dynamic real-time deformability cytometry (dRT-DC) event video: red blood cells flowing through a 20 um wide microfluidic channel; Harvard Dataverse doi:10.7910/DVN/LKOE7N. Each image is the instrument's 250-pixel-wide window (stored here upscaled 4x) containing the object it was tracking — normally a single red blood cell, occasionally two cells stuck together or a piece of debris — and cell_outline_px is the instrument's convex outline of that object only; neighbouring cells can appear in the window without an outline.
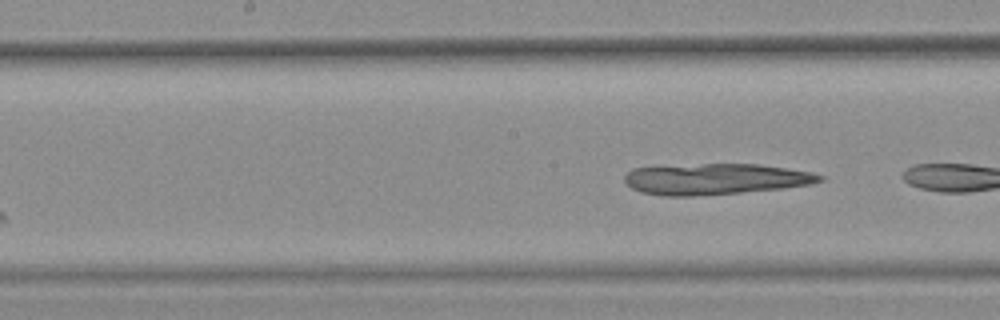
{"species": "common noctule bat (a hibernating species)", "species_latin": "Nyctalus noctula", "temperature_condition": "warm", "stored_images_in_passage": 7, "camera_frame_rate_fps": 3000, "um_per_image_px": 0.085, "animal": {"sex": "female", "body_mass_g": 25.1}, "frame": {"image": 1, "passage_image": 7, "time_ms": 2.0, "image_size_px": [1000, 320], "cell_outline_px": [[824, 180], [812, 184], [784, 188], [740, 192], [692, 196], [660, 196], [640, 192], [632, 188], [624, 180], [624, 176], [632, 168], [704, 164], [760, 164], [812, 172], [824, 176]], "centroid_in_image_um": [60.83, 15.22], "position_along_channel_um": 187.4, "area_um2": 35.2}}